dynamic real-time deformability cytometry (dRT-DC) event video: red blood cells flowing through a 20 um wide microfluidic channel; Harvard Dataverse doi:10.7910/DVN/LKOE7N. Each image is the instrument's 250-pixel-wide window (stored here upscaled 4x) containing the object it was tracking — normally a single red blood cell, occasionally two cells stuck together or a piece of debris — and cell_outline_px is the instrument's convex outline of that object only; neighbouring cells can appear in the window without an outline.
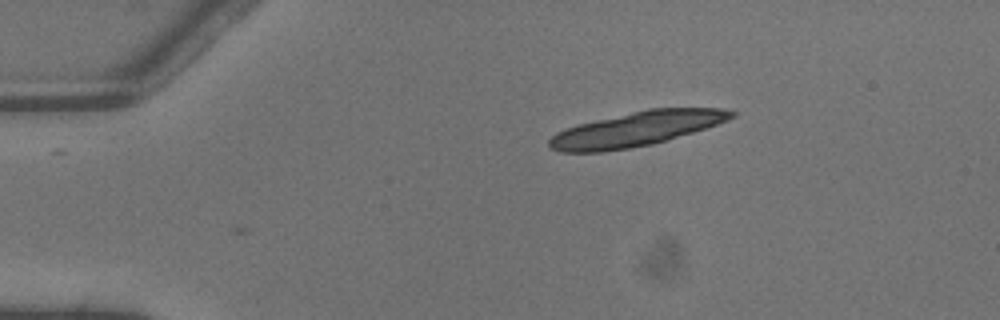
{"species": "common noctule bat (a hibernating species)", "species_latin": "Nyctalus noctula", "temperature_condition": "warm", "stored_images_in_passage": 3, "camera_frame_rate_fps": 3000, "um_per_image_px": 0.085, "animal": {"sex": "male", "body_mass_g": 13.3}, "frame": {"image": 1, "passage_image": 3, "time_ms": 0.667, "image_size_px": [1000, 320], "cell_outline_px": [[736, 116], [728, 120], [692, 132], [652, 144], [628, 148], [600, 152], [560, 152], [552, 148], [548, 144], [548, 140], [556, 132], [564, 128], [596, 120], [648, 108], [724, 108], [736, 112]], "centroid_in_image_um": [54.08, 10.96], "position_along_channel_um": 30.9, "area_um2": 36.24}}